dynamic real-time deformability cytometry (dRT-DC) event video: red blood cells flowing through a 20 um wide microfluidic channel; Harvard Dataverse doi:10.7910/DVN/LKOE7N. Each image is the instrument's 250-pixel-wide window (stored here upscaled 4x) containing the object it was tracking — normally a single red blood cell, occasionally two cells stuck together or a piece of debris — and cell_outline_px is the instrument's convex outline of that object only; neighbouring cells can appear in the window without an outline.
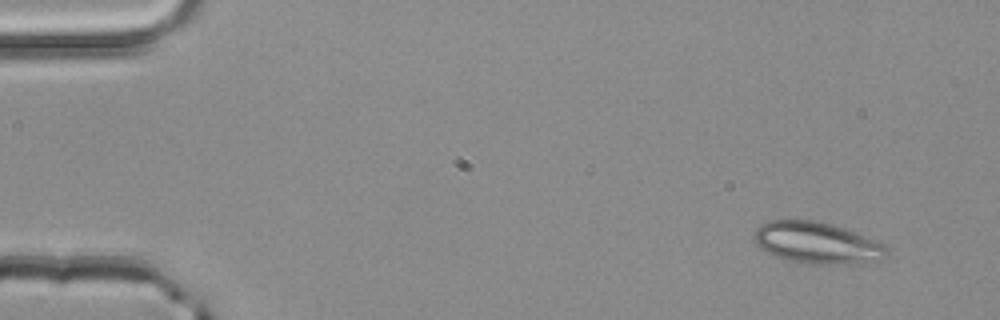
{"species": "common noctule bat (a hibernating species)", "species_latin": "Nyctalus noctula", "temperature_condition": "room temperature", "stored_images_in_passage": 2, "camera_frame_rate_fps": 3000, "um_per_image_px": 0.085, "animal": {"sex": "male", "body_mass_g": 20.4}, "frame": {"image": 1, "passage_image": 1, "time_ms": 0.0, "image_size_px": [1000, 320], "cell_outline_px": [[888, 252], [884, 260], [828, 264], [812, 264], [788, 260], [776, 256], [760, 248], [756, 244], [752, 236], [756, 228], [760, 224], [768, 220], [816, 220], [832, 224], [844, 228], [884, 244], [888, 248]], "centroid_in_image_um": [69.4, 20.63], "position_along_channel_um": 15.6, "area_um2": 31.96}}